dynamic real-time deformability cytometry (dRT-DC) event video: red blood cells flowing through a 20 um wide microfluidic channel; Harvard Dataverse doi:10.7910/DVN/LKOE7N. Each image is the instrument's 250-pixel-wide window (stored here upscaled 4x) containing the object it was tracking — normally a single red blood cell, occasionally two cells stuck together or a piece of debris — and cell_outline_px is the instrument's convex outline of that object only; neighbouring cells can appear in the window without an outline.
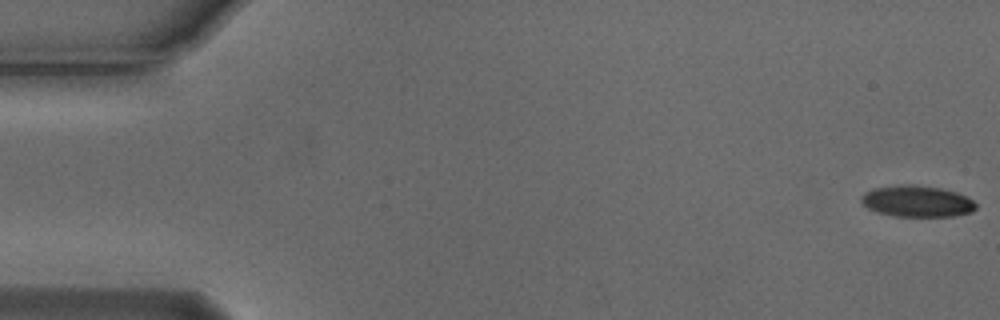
{"species": "Egyptian fruit bat (a non-hibernating species)", "species_latin": "Rousettus aegyptiacus", "temperature_condition": "cold", "stored_images_in_passage": 6, "camera_frame_rate_fps": 3000, "um_per_image_px": 0.085, "animal": {"sex": "male"}, "frame": {"image": 1, "passage_image": 1, "time_ms": 0.0, "image_size_px": [1000, 320], "cell_outline_px": [[976, 208], [972, 212], [952, 216], [896, 216], [876, 212], [868, 208], [860, 200], [860, 196], [864, 192], [872, 188], [904, 184], [916, 184], [940, 188], [956, 192], [968, 196], [976, 204]], "centroid_in_image_um": [77.93, 17.09], "position_along_channel_um": 7.1, "area_um2": 21.1}}
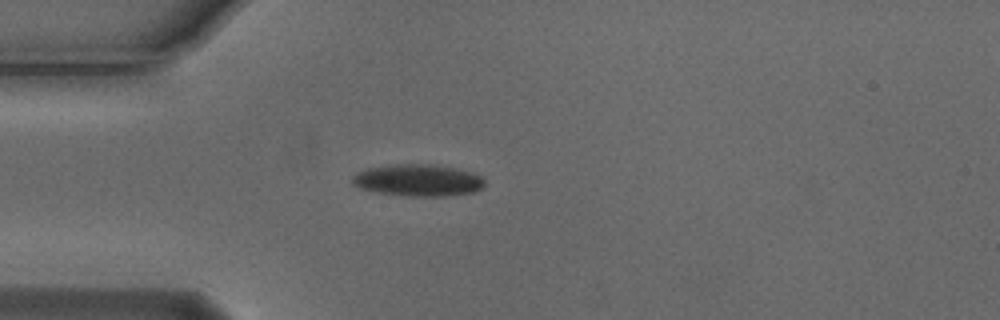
{"frame": {"image": 2, "passage_image": 5, "time_ms": 1.333, "image_size_px": [1000, 320], "cell_outline_px": [[484, 184], [480, 188], [472, 192], [444, 196], [408, 196], [376, 192], [360, 188], [352, 184], [352, 176], [368, 168], [392, 164], [428, 164], [456, 168], [472, 172], [480, 176], [484, 180]], "centroid_in_image_um": [35.51, 15.32], "position_along_channel_um": 49.5, "area_um2": 24.39}}